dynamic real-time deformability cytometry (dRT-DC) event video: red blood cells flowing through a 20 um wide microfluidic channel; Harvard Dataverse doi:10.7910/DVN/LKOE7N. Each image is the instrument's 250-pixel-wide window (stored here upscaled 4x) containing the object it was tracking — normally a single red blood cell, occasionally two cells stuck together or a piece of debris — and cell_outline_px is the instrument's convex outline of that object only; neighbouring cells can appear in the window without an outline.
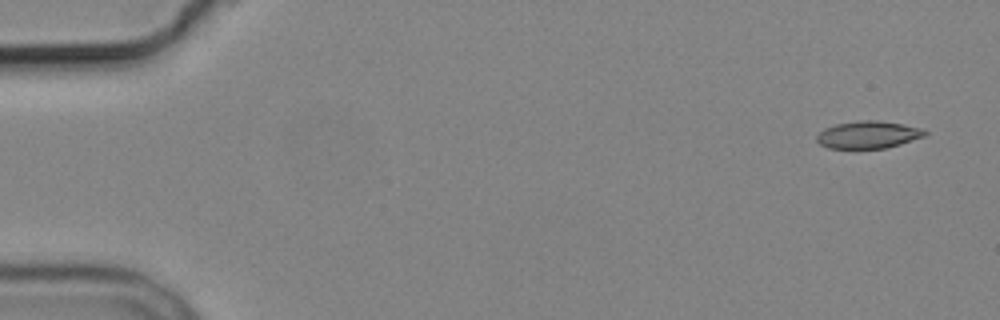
{"species": "common noctule bat (a hibernating species)", "species_latin": "Nyctalus noctula", "temperature_condition": "cold", "stored_images_in_passage": 5, "camera_frame_rate_fps": 3000, "um_per_image_px": 0.085, "animal": {"sex": "male", "body_mass_g": 19.2, "forearm_length_mm": 51.8}, "frame": {"image": 1, "passage_image": 1, "time_ms": 0.0, "image_size_px": [1000, 320], "cell_outline_px": [[928, 132], [924, 136], [900, 144], [884, 148], [828, 148], [820, 144], [816, 140], [816, 136], [824, 128], [836, 124], [860, 120], [880, 120], [904, 124], [924, 128]], "centroid_in_image_um": [73.81, 11.44], "position_along_channel_um": 11.2, "area_um2": 17.28}}
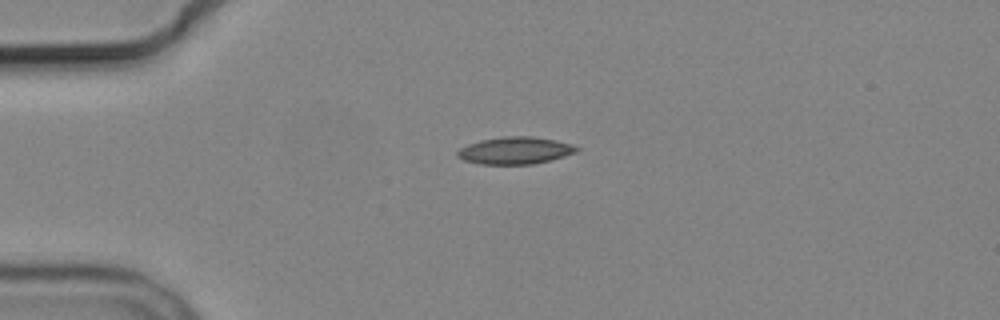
{"frame": {"image": 2, "passage_image": 4, "time_ms": 3.667, "image_size_px": [1000, 320], "cell_outline_px": [[580, 148], [576, 152], [564, 156], [532, 164], [480, 164], [464, 160], [456, 156], [456, 152], [460, 148], [468, 144], [480, 140], [504, 136], [532, 136], [556, 140], [572, 144]], "centroid_in_image_um": [43.77, 12.78], "position_along_channel_um": 41.2, "area_um2": 18.84}}